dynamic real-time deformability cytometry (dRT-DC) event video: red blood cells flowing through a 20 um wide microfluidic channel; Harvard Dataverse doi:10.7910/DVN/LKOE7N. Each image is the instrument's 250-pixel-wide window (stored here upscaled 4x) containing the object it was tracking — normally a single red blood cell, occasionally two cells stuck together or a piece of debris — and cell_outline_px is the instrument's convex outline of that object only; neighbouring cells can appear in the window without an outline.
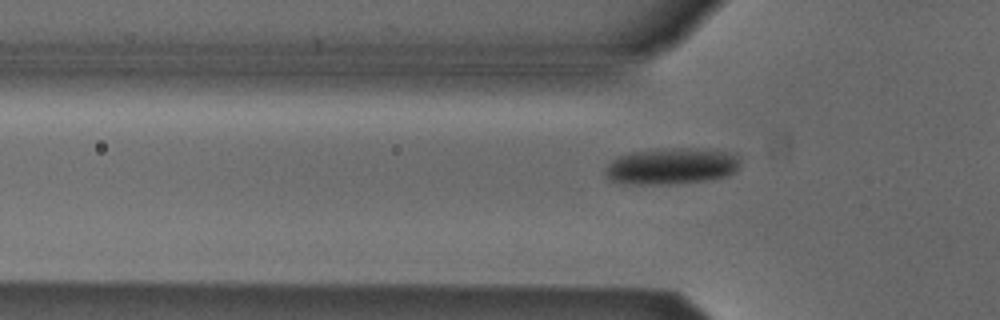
{"species": "Egyptian fruit bat (a non-hibernating species)", "species_latin": "Rousettus aegyptiacus", "temperature_condition": "cold", "stored_images_in_passage": 7, "camera_frame_rate_fps": 3000, "um_per_image_px": 0.085, "animal": {"sex": "male"}, "frame": {"image": 1, "passage_image": 7, "time_ms": 2.0, "image_size_px": [1000, 320], "cell_outline_px": [[736, 168], [728, 176], [704, 180], [668, 184], [616, 184], [608, 180], [604, 176], [604, 168], [612, 160], [620, 156], [632, 152], [672, 148], [688, 148], [724, 152], [736, 156]], "centroid_in_image_um": [56.91, 14.15], "position_along_channel_um": 68.9, "area_um2": 28.15}}